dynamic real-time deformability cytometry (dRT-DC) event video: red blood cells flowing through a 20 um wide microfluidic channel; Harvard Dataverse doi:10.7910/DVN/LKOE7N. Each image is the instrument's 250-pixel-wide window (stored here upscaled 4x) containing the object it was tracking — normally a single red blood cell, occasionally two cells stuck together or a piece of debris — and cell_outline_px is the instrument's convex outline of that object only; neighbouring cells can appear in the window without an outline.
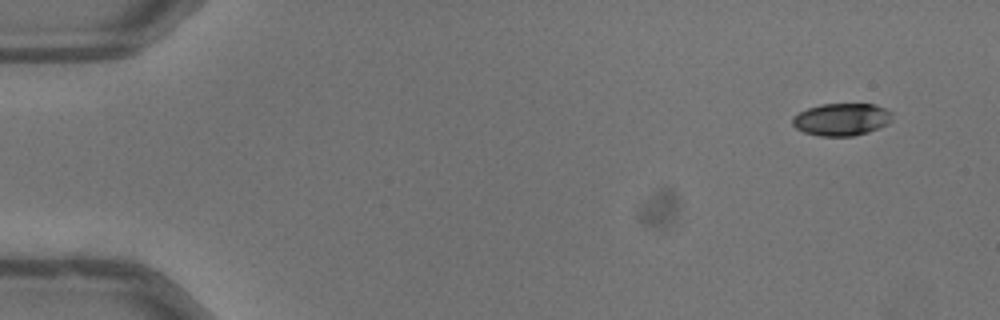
{"species": "common noctule bat (a hibernating species)", "species_latin": "Nyctalus noctula", "temperature_condition": "warm", "stored_images_in_passage": 49, "camera_frame_rate_fps": 3000, "um_per_image_px": 0.085, "animal": {"sex": "male", "body_mass_g": 13.3}, "frame": {"image": 1, "passage_image": 1, "time_ms": 0.0, "image_size_px": [1000, 320], "cell_outline_px": [[892, 120], [868, 132], [852, 136], [820, 136], [804, 132], [796, 128], [792, 124], [792, 116], [808, 108], [820, 104], [876, 104], [892, 112]], "centroid_in_image_um": [71.51, 10.14], "position_along_channel_um": 13.5, "area_um2": 18.73}}
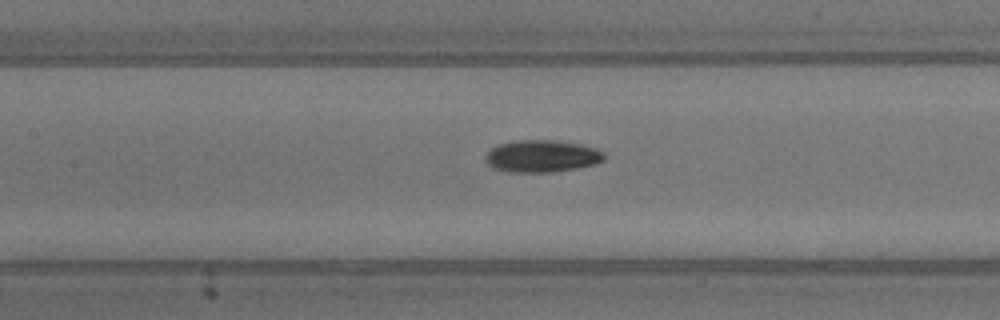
{"frame": {"image": 2, "passage_image": 22, "time_ms": 7.0, "image_size_px": [1000, 320], "cell_outline_px": [[604, 160], [596, 164], [576, 168], [552, 172], [512, 172], [492, 168], [484, 160], [484, 156], [492, 148], [500, 144], [516, 140], [556, 140], [580, 144], [596, 148], [604, 152]], "centroid_in_image_um": [46.06, 13.27], "position_along_channel_um": 161.3, "area_um2": 22.31}}
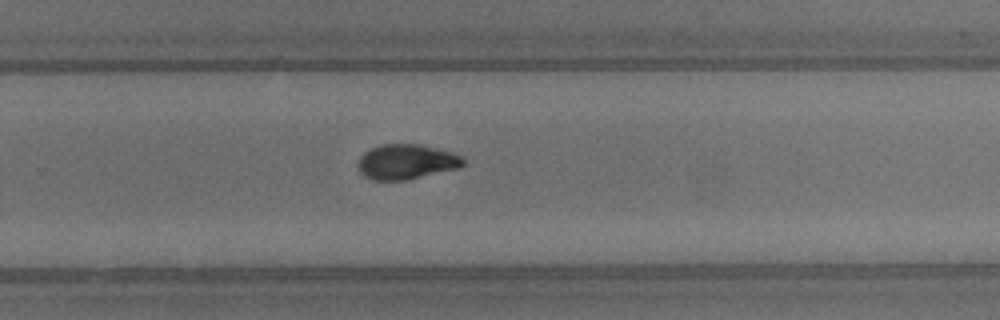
{"frame": {"image": 3, "passage_image": 32, "time_ms": 10.333, "image_size_px": [1000, 320], "cell_outline_px": [[464, 164], [460, 168], [404, 180], [372, 180], [364, 176], [360, 172], [360, 156], [364, 152], [380, 144], [420, 144], [452, 152], [460, 156], [464, 160]], "centroid_in_image_um": [34.56, 13.75], "position_along_channel_um": 295.2, "area_um2": 21.27}, "authors_computed_cell_mechanics": {"area_um2": 20.808, "velocity_mm_per_s": 4.0402, "shape_relaxation_time_tau1_ms": 3.9534, "shape_relaxation_time_tau2_ms": 4.3818, "deformation_change_tau1": 0.1601, "deformation_change_tau2": 0.0936}}